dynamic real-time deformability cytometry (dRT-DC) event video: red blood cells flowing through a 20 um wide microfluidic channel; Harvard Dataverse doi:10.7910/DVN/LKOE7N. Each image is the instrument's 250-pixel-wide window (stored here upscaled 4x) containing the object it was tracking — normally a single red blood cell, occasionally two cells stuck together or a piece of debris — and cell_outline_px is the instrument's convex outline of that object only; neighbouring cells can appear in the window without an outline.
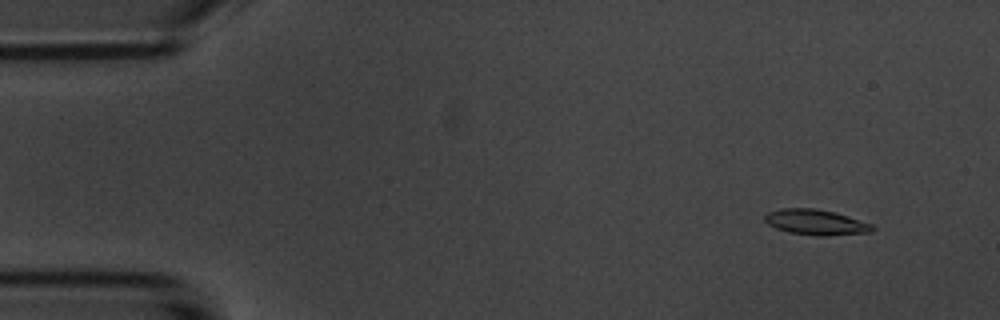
{"species": "common noctule bat (a hibernating species)", "species_latin": "Nyctalus noctula", "temperature_condition": "room temperature", "stored_images_in_passage": 4, "camera_frame_rate_fps": 3000, "um_per_image_px": 0.085, "animal": {"sex": "male", "body_mass_g": 20.1, "forearm_length_mm": 53.5}, "frame": {"image": 1, "passage_image": 1, "time_ms": 0.0, "image_size_px": [1000, 320], "cell_outline_px": [[876, 228], [872, 232], [824, 236], [816, 236], [788, 232], [776, 228], [768, 224], [764, 220], [764, 216], [768, 212], [780, 208], [812, 208], [832, 212], [848, 216], [872, 224]], "centroid_in_image_um": [69.34, 18.89], "position_along_channel_um": 15.7, "area_um2": 15.95}}
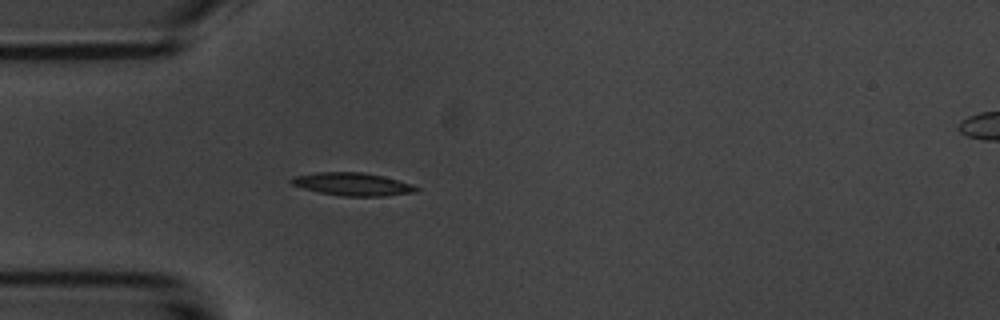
{"frame": {"image": 2, "passage_image": 4, "time_ms": 3.667, "image_size_px": [1000, 320], "cell_outline_px": [[420, 188], [416, 192], [384, 196], [340, 196], [320, 192], [304, 188], [292, 184], [288, 180], [292, 176], [316, 172], [364, 172], [384, 176]], "centroid_in_image_um": [29.92, 15.65], "position_along_channel_um": 55.1, "area_um2": 16.59}}